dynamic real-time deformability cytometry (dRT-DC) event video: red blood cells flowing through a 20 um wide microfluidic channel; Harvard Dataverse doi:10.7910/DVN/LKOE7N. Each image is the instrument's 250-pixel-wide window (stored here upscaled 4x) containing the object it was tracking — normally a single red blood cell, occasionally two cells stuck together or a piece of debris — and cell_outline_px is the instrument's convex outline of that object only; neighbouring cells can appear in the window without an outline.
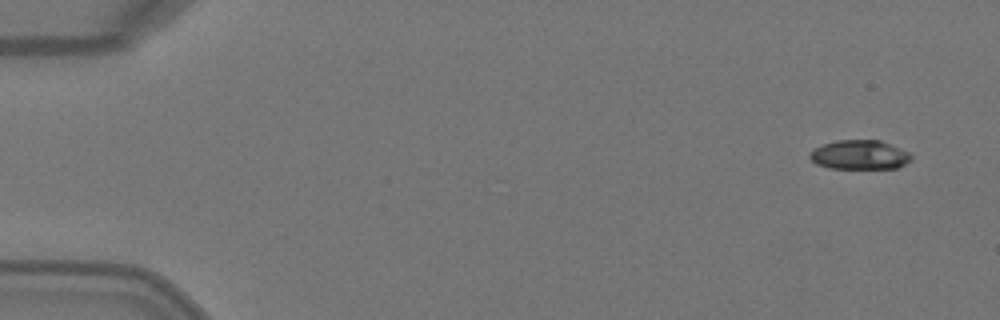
{"species": "Egyptian fruit bat (a non-hibernating species)", "species_latin": "Rousettus aegyptiacus", "temperature_condition": "warm", "stored_images_in_passage": 5, "camera_frame_rate_fps": 3000, "um_per_image_px": 0.085, "animal": {"sex": "female"}, "frame": {"image": 1, "passage_image": 1, "time_ms": 0.0, "image_size_px": [1000, 320], "cell_outline_px": [[912, 160], [896, 168], [828, 168], [816, 164], [808, 156], [816, 148], [824, 144], [836, 140], [880, 140], [900, 148], [908, 152], [912, 156]], "centroid_in_image_um": [73.08, 13.16], "position_along_channel_um": 11.9, "area_um2": 17.17}}
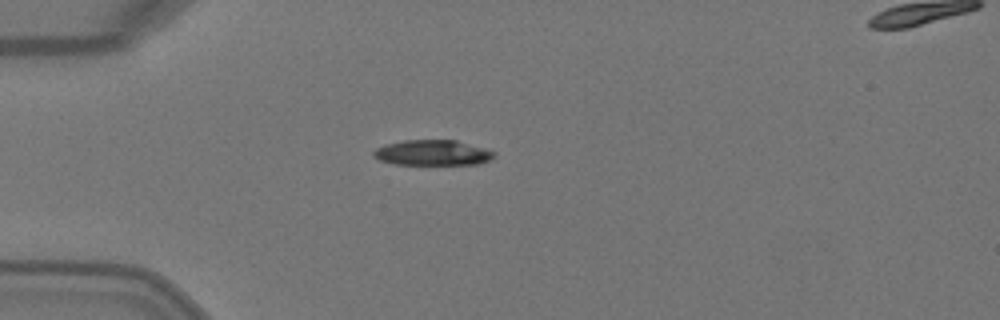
{"frame": {"image": 2, "passage_image": 4, "time_ms": 1.0, "image_size_px": [1000, 320], "cell_outline_px": [[496, 156], [492, 160], [480, 164], [396, 164], [380, 160], [372, 156], [372, 152], [376, 148], [384, 144], [404, 140], [456, 140], [484, 148], [496, 152]], "centroid_in_image_um": [36.79, 12.98], "position_along_channel_um": 48.2, "area_um2": 17.98}}